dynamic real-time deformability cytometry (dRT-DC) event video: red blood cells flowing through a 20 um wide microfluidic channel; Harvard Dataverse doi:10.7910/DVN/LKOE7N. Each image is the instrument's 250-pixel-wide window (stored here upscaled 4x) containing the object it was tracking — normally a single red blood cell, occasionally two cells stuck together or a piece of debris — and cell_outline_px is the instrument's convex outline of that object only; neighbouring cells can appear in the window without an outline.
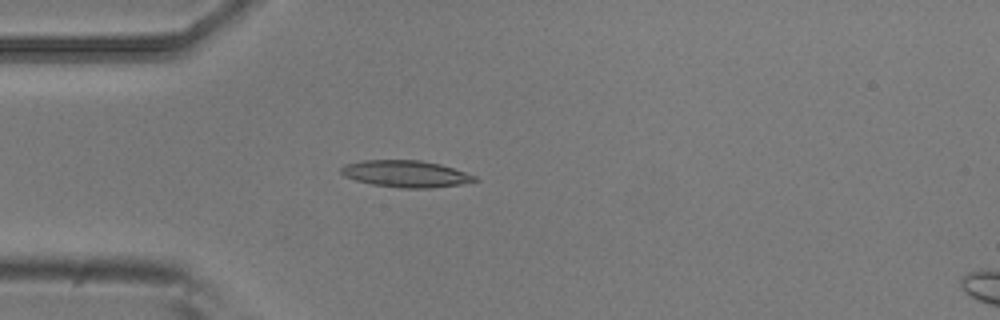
{"species": "common noctule bat (a hibernating species)", "species_latin": "Nyctalus noctula", "temperature_condition": "room temperature", "stored_images_in_passage": 4, "camera_frame_rate_fps": 3000, "um_per_image_px": 0.085, "animal": {"sex": "male", "body_mass_g": 20.5, "forearm_length_mm": 52.5}, "frame": {"image": 1, "passage_image": 4, "time_ms": 1.0, "image_size_px": [1000, 320], "cell_outline_px": [[480, 180], [460, 184], [432, 188], [400, 188], [372, 184], [356, 180], [344, 176], [340, 172], [340, 168], [344, 164], [360, 160], [420, 160], [440, 164], [476, 176]], "centroid_in_image_um": [34.46, 14.77], "position_along_channel_um": 50.5, "area_um2": 20.87}}